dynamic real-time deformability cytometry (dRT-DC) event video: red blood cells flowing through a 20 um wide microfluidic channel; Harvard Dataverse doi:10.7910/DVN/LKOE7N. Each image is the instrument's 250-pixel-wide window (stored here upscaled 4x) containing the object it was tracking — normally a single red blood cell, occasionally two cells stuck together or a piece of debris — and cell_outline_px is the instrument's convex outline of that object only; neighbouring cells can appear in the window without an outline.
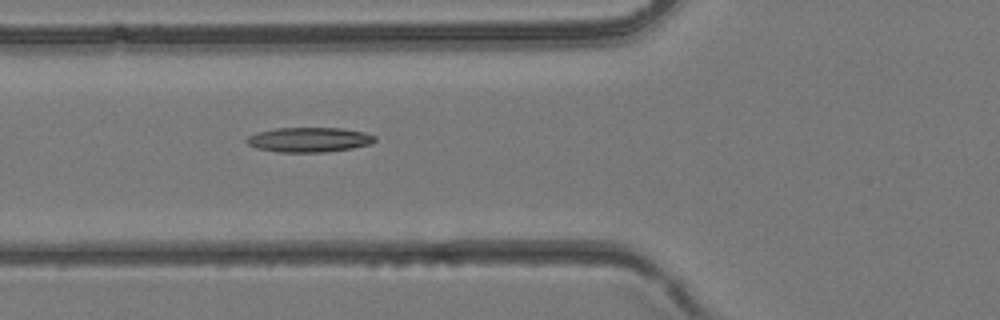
{"species": "common noctule bat (a hibernating species)", "species_latin": "Nyctalus noctula", "temperature_condition": "room temperature", "stored_images_in_passage": 5, "camera_frame_rate_fps": 3000, "um_per_image_px": 0.085, "animal": {"sex": "female", "body_mass_g": 24.6, "forearm_length_mm": 56.2}, "frame": {"image": 1, "passage_image": 5, "time_ms": 1.333, "image_size_px": [1000, 320], "cell_outline_px": [[376, 140], [372, 144], [352, 148], [324, 152], [276, 152], [256, 148], [248, 144], [244, 140], [248, 136], [256, 132], [276, 128], [340, 128], [364, 132], [376, 136]], "centroid_in_image_um": [26.26, 11.87], "position_along_channel_um": 99.5, "area_um2": 18.61}}